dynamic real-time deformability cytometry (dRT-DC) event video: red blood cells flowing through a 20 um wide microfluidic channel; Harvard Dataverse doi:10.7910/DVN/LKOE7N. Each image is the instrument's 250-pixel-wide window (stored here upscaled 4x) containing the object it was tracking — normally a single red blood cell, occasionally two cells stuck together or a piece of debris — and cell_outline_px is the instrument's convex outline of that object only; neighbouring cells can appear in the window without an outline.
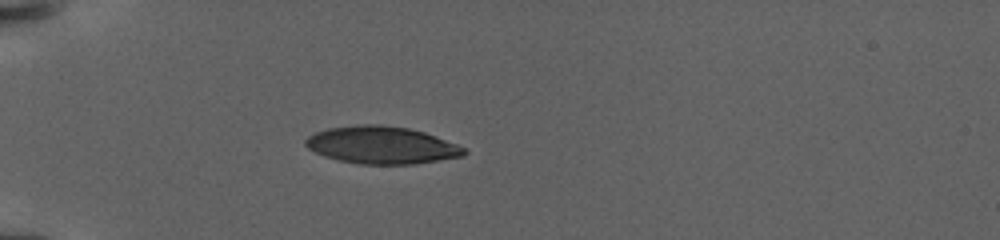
{"species": "human", "species_latin": "Homo sapiens", "temperature_condition": "warm", "stored_images_in_passage": 71, "camera_frame_rate_fps": 3000, "um_per_image_px": 0.085, "donor": {"sex": "female"}, "frame": {"image": 1, "passage_image": 1, "time_ms": 0.0, "image_size_px": [1000, 240], "cell_outline_px": [[468, 152], [464, 156], [416, 164], [360, 164], [340, 160], [324, 156], [308, 148], [304, 144], [304, 140], [308, 136], [316, 132], [328, 128], [368, 124], [376, 124], [408, 128], [424, 132], [456, 144], [464, 148]], "centroid_in_image_um": [32.44, 12.34], "position_along_channel_um": 52.6, "area_um2": 34.33}}
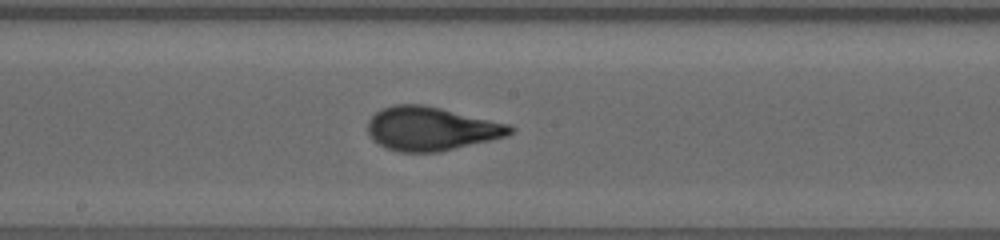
{"frame": {"image": 2, "passage_image": 27, "time_ms": 6.333, "image_size_px": [1000, 240], "cell_outline_px": [[516, 128], [508, 136], [440, 152], [400, 152], [384, 148], [368, 132], [368, 120], [376, 112], [392, 104], [424, 104], [508, 124]], "centroid_in_image_um": [36.66, 10.94], "position_along_channel_um": 211.5, "area_um2": 36.13}}
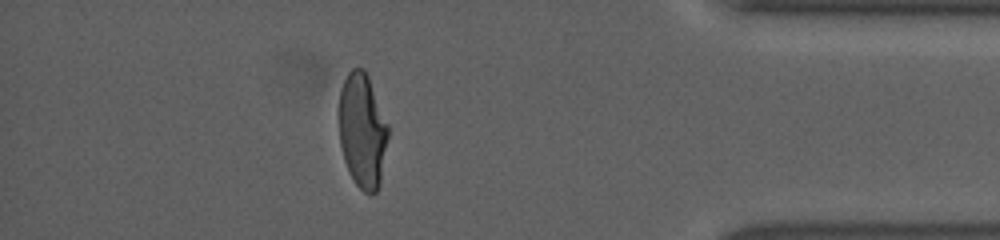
{"frame": {"image": 3, "passage_image": 59, "time_ms": 14.0, "image_size_px": [1000, 240], "cell_outline_px": [[388, 136], [380, 184], [376, 192], [368, 196], [356, 184], [344, 160], [340, 144], [340, 88], [348, 72], [352, 68], [364, 68], [368, 76], [388, 124]], "centroid_in_image_um": [30.82, 11.11], "position_along_channel_um": 404.4, "area_um2": 32.6}, "authors_computed_cell_mechanics": {"area_um2": 34.7378, "velocity_mm_per_s": 2.9057, "shape_relaxation_time_tau1_ms": 6.064, "shape_relaxation_time_tau2_ms": null, "deformation_change_tau1": 0.2381, "deformation_change_tau2": null}}